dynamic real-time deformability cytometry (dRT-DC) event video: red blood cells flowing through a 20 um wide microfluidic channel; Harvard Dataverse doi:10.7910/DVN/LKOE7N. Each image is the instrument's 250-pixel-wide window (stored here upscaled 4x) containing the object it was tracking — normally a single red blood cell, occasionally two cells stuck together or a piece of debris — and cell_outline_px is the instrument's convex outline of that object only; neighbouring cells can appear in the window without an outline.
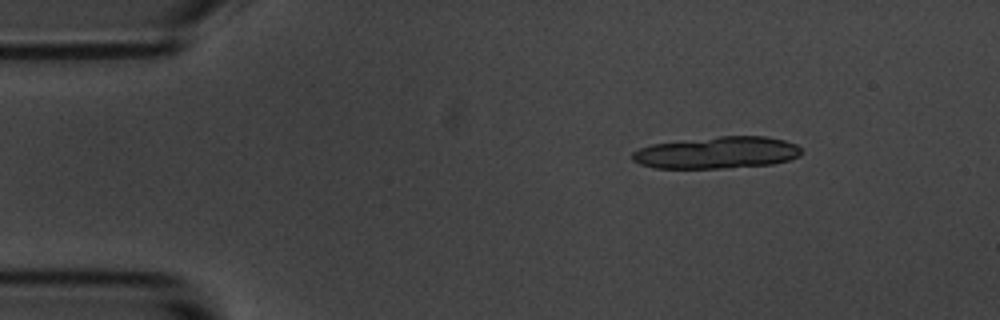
{"species": "common noctule bat (a hibernating species)", "species_latin": "Nyctalus noctula", "temperature_condition": "room temperature", "stored_images_in_passage": 13, "segment_of_instrument_passage": [1, 2], "camera_frame_rate_fps": 3000, "um_per_image_px": 0.085, "animal": {"sex": "male", "body_mass_g": 20.1, "forearm_length_mm": 53.5}, "frame": {"image": 1, "passage_image": 1, "time_ms": 0.0, "image_size_px": [1000, 320], "cell_outline_px": [[800, 156], [788, 160], [772, 164], [720, 168], [656, 168], [640, 164], [632, 160], [632, 152], [640, 148], [652, 144], [720, 136], [764, 136], [784, 140], [796, 144], [800, 148]], "centroid_in_image_um": [60.94, 12.97], "position_along_channel_um": 24.1, "area_um2": 31.21}}